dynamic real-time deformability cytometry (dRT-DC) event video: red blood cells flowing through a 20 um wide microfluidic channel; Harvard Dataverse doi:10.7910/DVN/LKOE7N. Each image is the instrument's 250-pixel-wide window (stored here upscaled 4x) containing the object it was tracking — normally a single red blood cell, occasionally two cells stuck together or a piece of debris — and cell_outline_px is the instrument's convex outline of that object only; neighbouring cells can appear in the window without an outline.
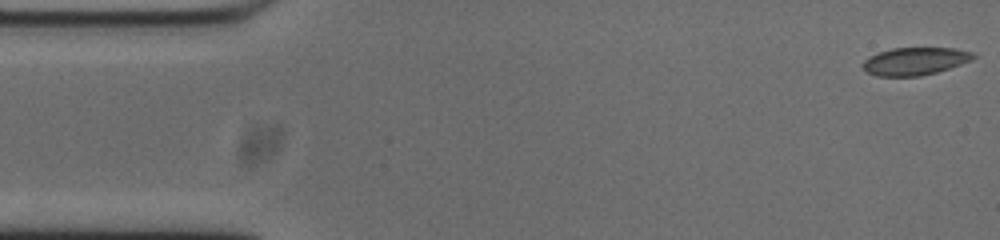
{"species": "common noctule bat (a hibernating species)", "species_latin": "Nyctalus noctula", "temperature_condition": "cold", "stored_images_in_passage": 46, "camera_frame_rate_fps": 3000, "um_per_image_px": 0.085, "animal": {"sex": "male", "body_mass_g": 20.0, "forearm_length_mm": 53.3}, "frame": {"image": 1, "passage_image": 1, "time_ms": 0.0, "image_size_px": [1000, 240], "cell_outline_px": [[976, 56], [960, 64], [936, 72], [920, 76], [876, 76], [868, 72], [860, 64], [868, 56], [892, 48], [956, 48], [972, 52]], "centroid_in_image_um": [77.72, 5.2], "position_along_channel_um": 7.3, "area_um2": 17.63}}
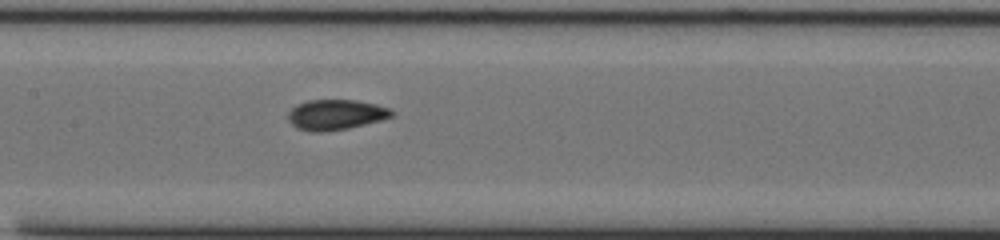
{"frame": {"image": 2, "passage_image": 24, "time_ms": 7.667, "image_size_px": [1000, 240], "cell_outline_px": [[396, 112], [392, 116], [380, 120], [348, 128], [324, 132], [308, 132], [296, 128], [288, 120], [288, 112], [296, 104], [308, 100], [356, 100], [376, 104], [392, 108]], "centroid_in_image_um": [28.53, 9.75], "position_along_channel_um": 178.9, "area_um2": 18.5}}
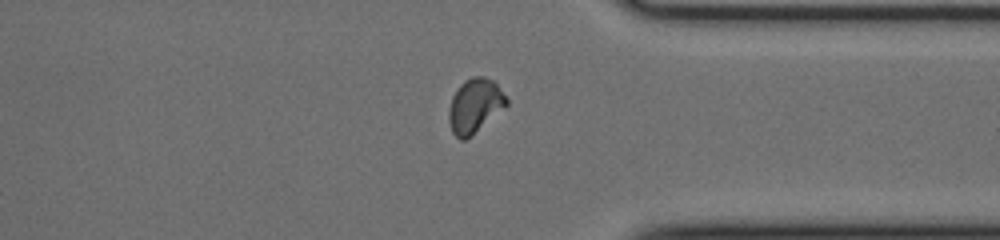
{"frame": {"image": 3, "passage_image": 40, "time_ms": 13.0, "image_size_px": [1000, 240], "cell_outline_px": [[508, 104], [504, 108], [464, 140], [460, 140], [452, 132], [448, 120], [448, 108], [452, 96], [456, 88], [464, 80], [472, 76], [484, 76], [492, 80], [496, 84], [508, 100]], "centroid_in_image_um": [40.32, 8.96], "position_along_channel_um": 371.1, "area_um2": 18.03}, "authors_computed_cell_mechanics": {"area_um2": 17.918, "velocity_mm_per_s": 3.7316, "shape_relaxation_time_tau1_ms": 6.9719, "shape_relaxation_time_tau2_ms": 1.3919, "deformation_change_tau1": 0.1402, "deformation_change_tau2": 0.0522}}